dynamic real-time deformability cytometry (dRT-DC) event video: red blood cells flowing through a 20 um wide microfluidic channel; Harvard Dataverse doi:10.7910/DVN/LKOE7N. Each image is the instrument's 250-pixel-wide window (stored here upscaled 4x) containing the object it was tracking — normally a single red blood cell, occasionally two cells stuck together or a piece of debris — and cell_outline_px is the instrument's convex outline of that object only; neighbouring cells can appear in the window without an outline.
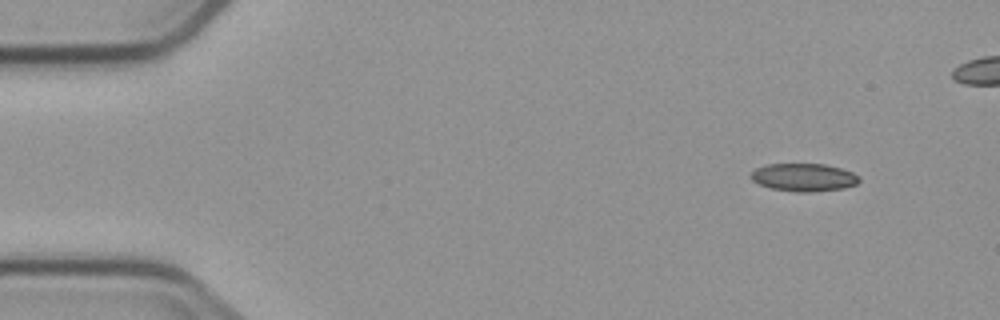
{"species": "common noctule bat (a hibernating species)", "species_latin": "Nyctalus noctula", "temperature_condition": "cold", "stored_images_in_passage": 4, "camera_frame_rate_fps": 3000, "um_per_image_px": 0.085, "animal": {"sex": "male", "body_mass_g": 23.1, "forearm_length_mm": 52.7}, "frame": {"image": 1, "passage_image": 1, "time_ms": 0.0, "image_size_px": [1000, 320], "cell_outline_px": [[860, 180], [856, 184], [844, 188], [812, 192], [796, 192], [772, 188], [760, 184], [752, 180], [748, 176], [756, 168], [764, 164], [824, 164], [840, 168], [852, 172], [860, 176]], "centroid_in_image_um": [68.32, 15.07], "position_along_channel_um": 16.7, "area_um2": 17.63}}